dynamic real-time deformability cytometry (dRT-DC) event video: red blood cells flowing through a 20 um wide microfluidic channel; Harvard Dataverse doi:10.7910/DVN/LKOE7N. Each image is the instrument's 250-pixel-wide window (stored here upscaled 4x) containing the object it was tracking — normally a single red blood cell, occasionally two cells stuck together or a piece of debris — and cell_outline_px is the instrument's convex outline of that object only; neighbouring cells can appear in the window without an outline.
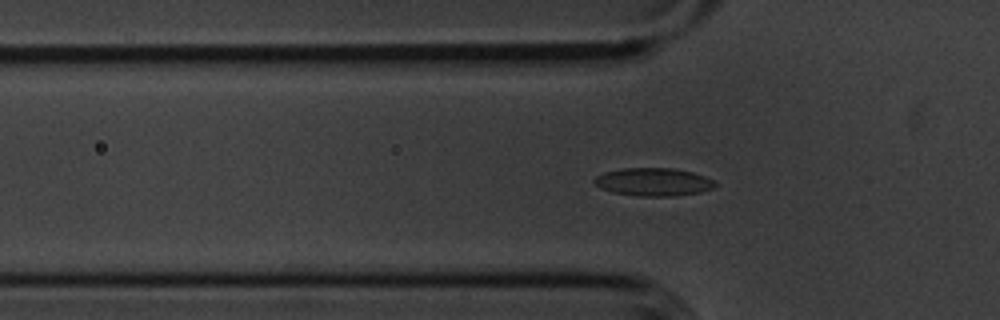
{"species": "common noctule bat (a hibernating species)", "species_latin": "Nyctalus noctula", "temperature_condition": "cold", "stored_images_in_passage": 56, "segment_of_instrument_passage": [1, 2], "camera_frame_rate_fps": 3000, "um_per_image_px": 0.085, "animal": {"sex": "male", "body_mass_g": 20.1, "forearm_length_mm": 53.5}, "frame": {"image": 1, "passage_image": 17, "time_ms": 5.333, "image_size_px": [1000, 320], "cell_outline_px": [[716, 184], [712, 188], [700, 192], [676, 196], [636, 196], [612, 192], [600, 188], [592, 180], [596, 176], [604, 172], [624, 168], [672, 168], [692, 172], [704, 176], [712, 180]], "centroid_in_image_um": [55.51, 15.47], "position_along_channel_um": 70.3, "area_um2": 19.65}}
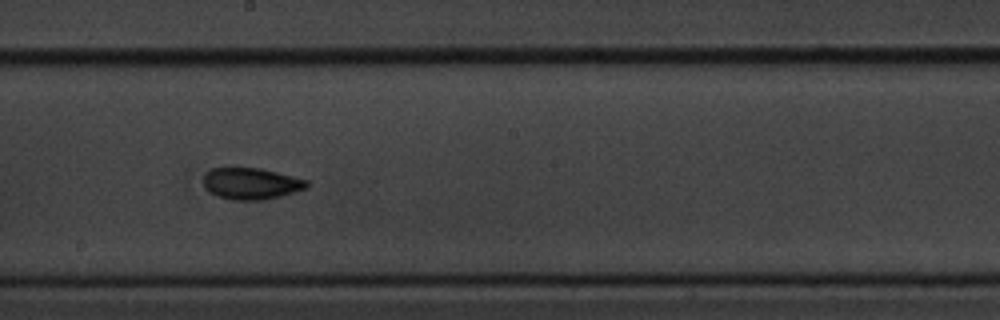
{"frame": {"image": 2, "passage_image": 30, "time_ms": 9.667, "image_size_px": [1000, 320], "cell_outline_px": [[308, 188], [280, 196], [264, 200], [232, 200], [216, 196], [204, 188], [204, 172], [212, 168], [260, 168], [308, 180]], "centroid_in_image_um": [21.32, 15.61], "position_along_channel_um": 226.9, "area_um2": 19.07}}
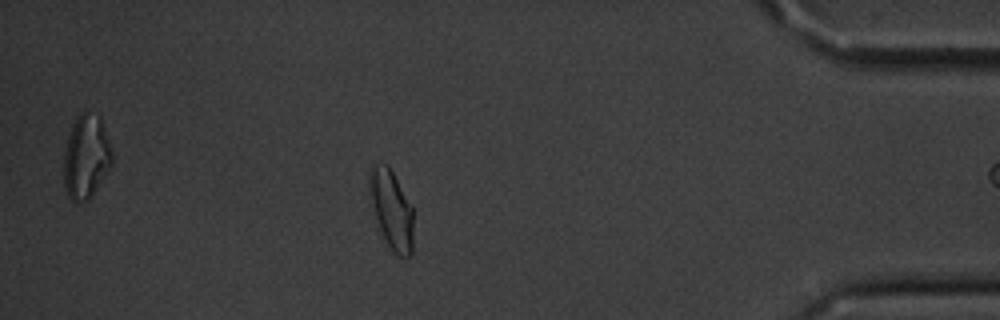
{"frame": {"image": 3, "passage_image": 48, "time_ms": 15.667, "image_size_px": [1000, 320], "cell_outline_px": [[412, 252], [408, 256], [400, 256], [392, 252], [368, 204], [368, 172], [372, 164], [384, 164], [392, 172], [412, 204]], "centroid_in_image_um": [33.22, 17.77], "position_along_channel_um": 402.0, "area_um2": 20.4}}